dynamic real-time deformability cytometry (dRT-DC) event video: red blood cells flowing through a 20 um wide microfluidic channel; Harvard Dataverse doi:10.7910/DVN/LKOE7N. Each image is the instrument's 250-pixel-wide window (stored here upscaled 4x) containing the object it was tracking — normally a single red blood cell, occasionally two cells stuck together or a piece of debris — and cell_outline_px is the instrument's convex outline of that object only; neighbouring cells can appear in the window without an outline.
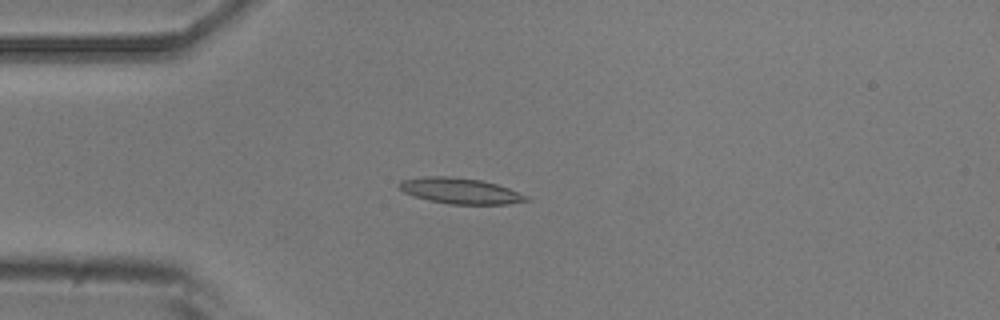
{"species": "common noctule bat (a hibernating species)", "species_latin": "Nyctalus noctula", "temperature_condition": "room temperature", "stored_images_in_passage": 5, "segment_of_instrument_passage": [1, 2], "camera_frame_rate_fps": 3000, "um_per_image_px": 0.085, "animal": {"sex": "male", "body_mass_g": 20.5, "forearm_length_mm": 52.5}, "frame": {"image": 1, "passage_image": 4, "time_ms": 3.333, "image_size_px": [1000, 320], "cell_outline_px": [[532, 200], [508, 204], [448, 204], [428, 200], [404, 192], [396, 184], [400, 180], [424, 176], [452, 176], [480, 180], [496, 184], [508, 188], [528, 196]], "centroid_in_image_um": [39.11, 16.22], "position_along_channel_um": 45.9, "area_um2": 19.13}}